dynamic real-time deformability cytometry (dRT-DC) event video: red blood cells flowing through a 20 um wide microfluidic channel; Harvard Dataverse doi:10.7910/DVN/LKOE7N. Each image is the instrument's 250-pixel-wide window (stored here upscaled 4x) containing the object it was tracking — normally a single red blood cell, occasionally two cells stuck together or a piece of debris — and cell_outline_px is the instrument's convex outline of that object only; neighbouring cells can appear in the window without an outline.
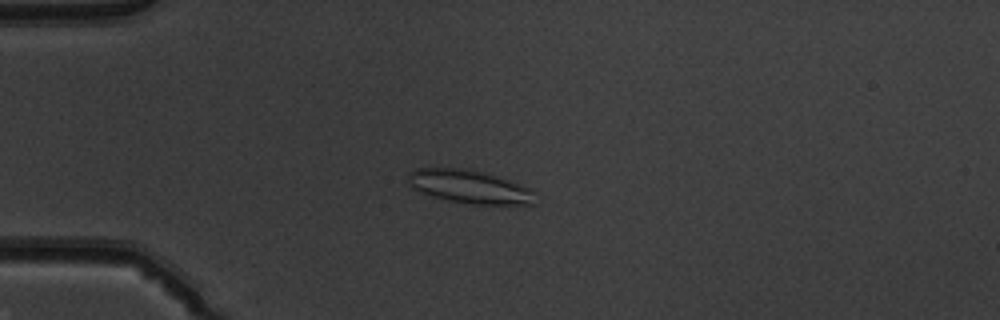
{"species": "common noctule bat (a hibernating species)", "species_latin": "Nyctalus noctula", "temperature_condition": "warm", "stored_images_in_passage": 44, "camera_frame_rate_fps": 3000, "um_per_image_px": 0.085, "animal": {"sex": "male", "body_mass_g": 19.5, "forearm_length_mm": 54.6}, "frame": {"image": 1, "passage_image": 6, "time_ms": 1.667, "image_size_px": [1000, 320], "cell_outline_px": [[536, 204], [472, 204], [448, 200], [432, 196], [420, 192], [412, 188], [408, 184], [408, 172], [416, 168], [460, 168], [484, 172], [512, 180], [536, 192]], "centroid_in_image_um": [39.91, 15.86], "position_along_channel_um": 45.1, "area_um2": 24.85}}
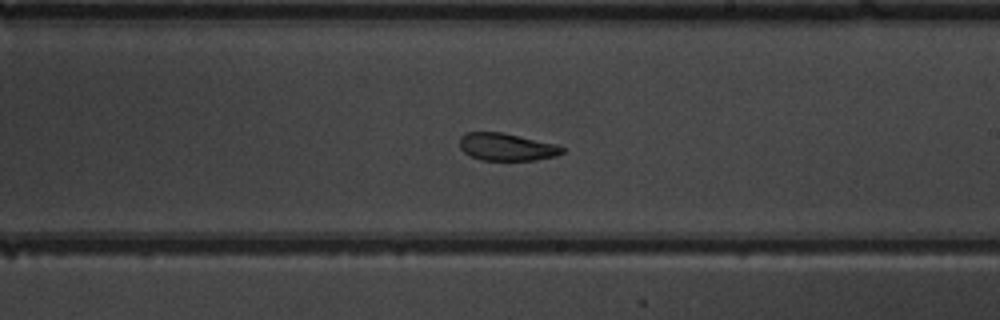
{"frame": {"image": 2, "passage_image": 23, "time_ms": 7.333, "image_size_px": [1000, 320], "cell_outline_px": [[564, 152], [556, 156], [536, 160], [480, 160], [464, 152], [460, 148], [460, 136], [464, 132], [500, 132], [556, 144], [564, 148]], "centroid_in_image_um": [43.05, 12.49], "position_along_channel_um": 246.0, "area_um2": 16.36}}
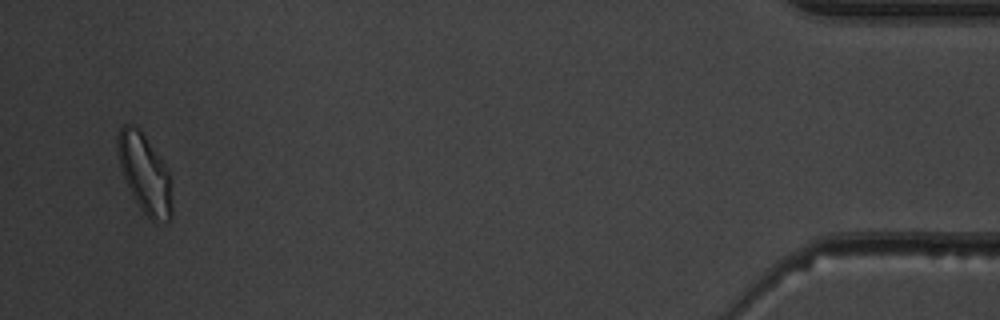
{"frame": {"image": 3, "passage_image": 42, "time_ms": 13.667, "image_size_px": [1000, 320], "cell_outline_px": [[172, 216], [168, 220], [152, 220], [140, 208], [132, 196], [120, 168], [116, 148], [116, 136], [120, 128], [124, 124], [132, 124], [140, 128], [168, 172], [172, 208]], "centroid_in_image_um": [12.24, 14.7], "position_along_channel_um": 423.0, "area_um2": 24.57}, "authors_computed_cell_mechanics": {"area_um2": 19.4786, "velocity_mm_per_s": 3.9809, "shape_relaxation_time_tau1_ms": null, "shape_relaxation_time_tau2_ms": 2.1232, "deformation_change_tau1": null, "deformation_change_tau2": 0.0734}}